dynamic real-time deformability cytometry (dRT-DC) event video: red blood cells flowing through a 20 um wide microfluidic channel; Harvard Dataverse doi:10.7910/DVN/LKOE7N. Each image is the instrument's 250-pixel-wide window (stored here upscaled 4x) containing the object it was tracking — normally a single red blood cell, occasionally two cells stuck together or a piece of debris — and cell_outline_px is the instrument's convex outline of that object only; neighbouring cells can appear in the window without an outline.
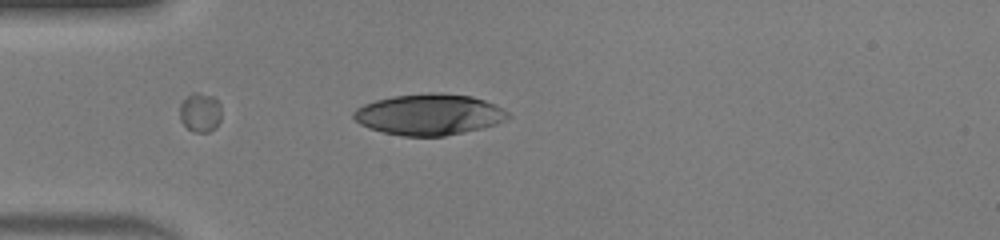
{"species": "human", "species_latin": "Homo sapiens", "temperature_condition": "warm", "stored_images_in_passage": 34, "camera_frame_rate_fps": 3000, "um_per_image_px": 0.085, "donor": {"sex": "male"}, "frame": {"image": 1, "passage_image": 1, "time_ms": 0.0, "image_size_px": [1000, 240], "cell_outline_px": [[512, 116], [508, 120], [496, 124], [480, 128], [444, 136], [404, 136], [384, 132], [368, 128], [360, 124], [352, 116], [352, 112], [356, 108], [364, 104], [376, 100], [392, 96], [432, 92], [436, 92], [472, 96], [496, 104], [508, 112]], "centroid_in_image_um": [36.49, 9.72], "position_along_channel_um": 48.5, "area_um2": 37.05}}
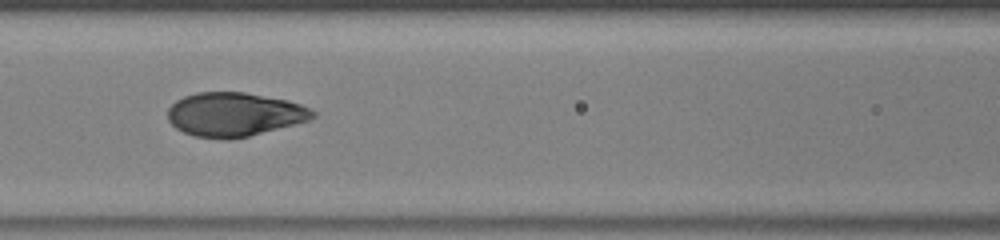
{"frame": {"image": 2, "passage_image": 9, "time_ms": 2.667, "image_size_px": [1000, 240], "cell_outline_px": [[316, 116], [312, 120], [248, 136], [228, 140], [224, 140], [196, 136], [184, 132], [176, 128], [168, 120], [168, 108], [176, 100], [184, 96], [196, 92], [244, 92], [288, 100], [300, 104], [316, 112]], "centroid_in_image_um": [19.93, 9.73], "position_along_channel_um": 146.7, "area_um2": 37.22}}